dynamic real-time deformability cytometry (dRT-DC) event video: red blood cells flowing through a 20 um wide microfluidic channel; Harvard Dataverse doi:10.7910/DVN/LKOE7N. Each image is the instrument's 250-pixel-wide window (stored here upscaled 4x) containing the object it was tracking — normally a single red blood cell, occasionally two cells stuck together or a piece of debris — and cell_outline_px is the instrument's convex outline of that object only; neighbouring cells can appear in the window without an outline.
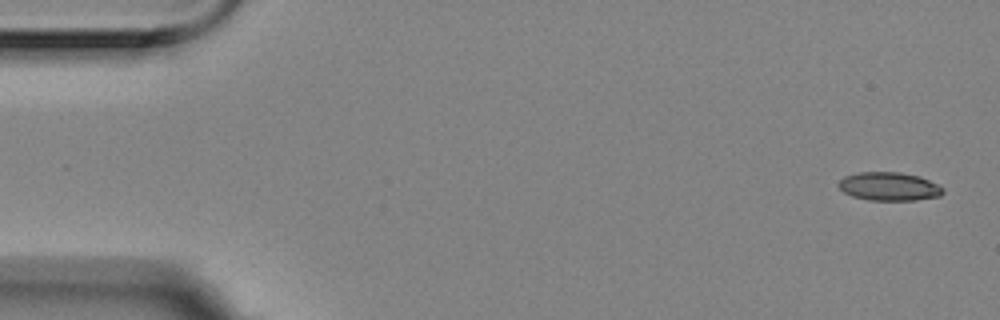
{"species": "Egyptian fruit bat (a non-hibernating species)", "species_latin": "Rousettus aegyptiacus", "temperature_condition": "room temperature", "stored_images_in_passage": 3, "camera_frame_rate_fps": 3000, "um_per_image_px": 0.085, "animal": {"sex": "female"}, "frame": {"image": 1, "passage_image": 1, "time_ms": 0.0, "image_size_px": [1000, 320], "cell_outline_px": [[944, 192], [940, 196], [916, 200], [868, 200], [852, 196], [844, 192], [836, 184], [844, 176], [860, 172], [900, 172], [920, 176], [944, 188]], "centroid_in_image_um": [75.57, 15.85], "position_along_channel_um": 9.4, "area_um2": 17.34}}